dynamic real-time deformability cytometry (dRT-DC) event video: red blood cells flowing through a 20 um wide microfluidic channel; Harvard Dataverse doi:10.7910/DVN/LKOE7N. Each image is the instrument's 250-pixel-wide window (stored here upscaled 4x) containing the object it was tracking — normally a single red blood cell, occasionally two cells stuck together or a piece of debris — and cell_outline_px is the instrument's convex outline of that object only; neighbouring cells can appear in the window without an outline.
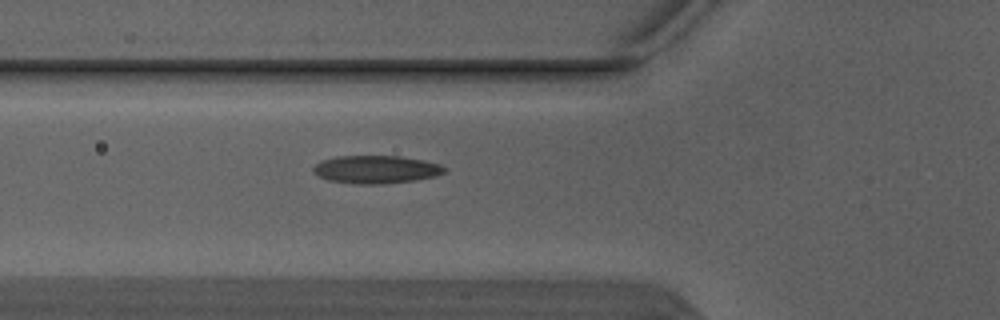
{"species": "Egyptian fruit bat (a non-hibernating species)", "species_latin": "Rousettus aegyptiacus", "temperature_condition": "warm", "stored_images_in_passage": 5, "camera_frame_rate_fps": 3000, "um_per_image_px": 0.085, "animal": {"sex": "male"}, "frame": {"image": 1, "passage_image": 5, "time_ms": 1.333, "image_size_px": [1000, 320], "cell_outline_px": [[448, 168], [444, 172], [436, 176], [416, 180], [384, 184], [352, 184], [328, 180], [312, 172], [312, 168], [320, 160], [340, 156], [400, 156], [424, 160], [440, 164]], "centroid_in_image_um": [31.97, 14.41], "position_along_channel_um": 93.8, "area_um2": 21.56}}